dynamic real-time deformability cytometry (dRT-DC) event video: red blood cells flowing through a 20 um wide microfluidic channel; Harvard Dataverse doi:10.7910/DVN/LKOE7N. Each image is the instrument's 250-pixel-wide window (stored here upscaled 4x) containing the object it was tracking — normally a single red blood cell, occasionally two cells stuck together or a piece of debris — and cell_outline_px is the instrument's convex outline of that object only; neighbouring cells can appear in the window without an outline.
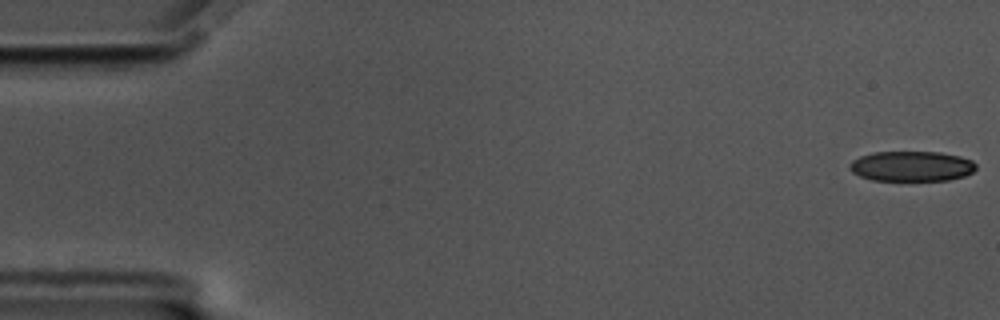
{"species": "common noctule bat (a hibernating species)", "species_latin": "Nyctalus noctula", "temperature_condition": "cold", "stored_images_in_passage": 57, "camera_frame_rate_fps": 3000, "um_per_image_px": 0.085, "animal": {"sex": "male", "body_mass_g": 17.5, "forearm_length_mm": 52.3}, "frame": {"image": 1, "passage_image": 1, "time_ms": 0.0, "image_size_px": [1000, 320], "cell_outline_px": [[976, 168], [972, 172], [964, 176], [948, 180], [872, 180], [860, 176], [852, 172], [848, 168], [848, 164], [852, 160], [860, 156], [872, 152], [940, 152], [960, 156], [972, 160], [976, 164]], "centroid_in_image_um": [77.46, 14.12], "position_along_channel_um": 7.5, "area_um2": 22.31}}
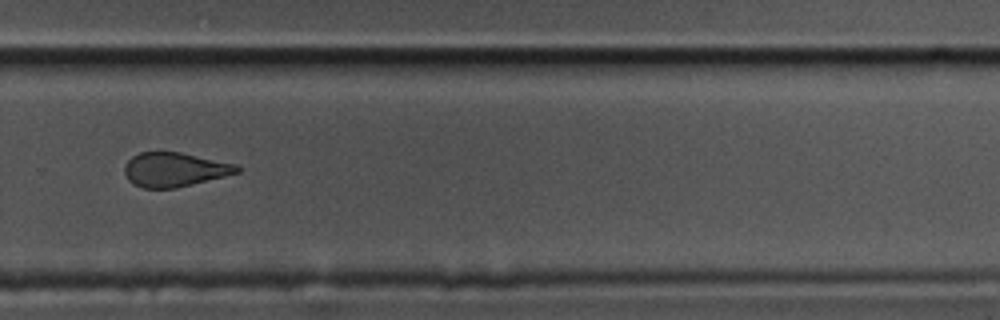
{"frame": {"image": 2, "passage_image": 39, "time_ms": 12.667, "image_size_px": [1000, 320], "cell_outline_px": [[244, 168], [240, 172], [176, 188], [144, 188], [132, 184], [128, 180], [124, 172], [124, 164], [132, 156], [140, 152], [180, 152], [236, 164]], "centroid_in_image_um": [14.83, 14.41], "position_along_channel_um": 315.0, "area_um2": 22.48}}
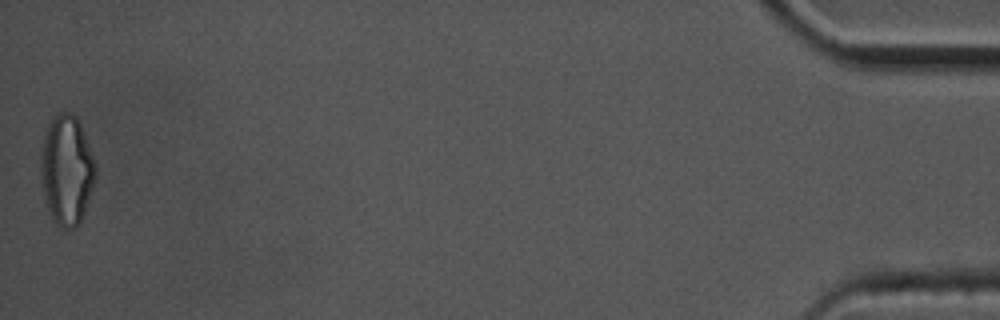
{"frame": {"image": 3, "passage_image": 57, "time_ms": 18.667, "image_size_px": [1000, 320], "cell_outline_px": [[96, 176], [88, 200], [80, 220], [72, 228], [60, 228], [52, 220], [44, 196], [40, 172], [40, 156], [44, 132], [52, 116], [56, 112], [72, 112], [76, 116], [80, 124], [96, 164]], "centroid_in_image_um": [5.64, 14.4], "position_along_channel_um": 429.6, "area_um2": 35.03}, "authors_computed_cell_mechanics": {"area_um2": 24.0448, "velocity_mm_per_s": 3.521, "shape_relaxation_time_tau1_ms": null, "shape_relaxation_time_tau2_ms": 2.3663, "deformation_change_tau1": null, "deformation_change_tau2": 0.0872}}